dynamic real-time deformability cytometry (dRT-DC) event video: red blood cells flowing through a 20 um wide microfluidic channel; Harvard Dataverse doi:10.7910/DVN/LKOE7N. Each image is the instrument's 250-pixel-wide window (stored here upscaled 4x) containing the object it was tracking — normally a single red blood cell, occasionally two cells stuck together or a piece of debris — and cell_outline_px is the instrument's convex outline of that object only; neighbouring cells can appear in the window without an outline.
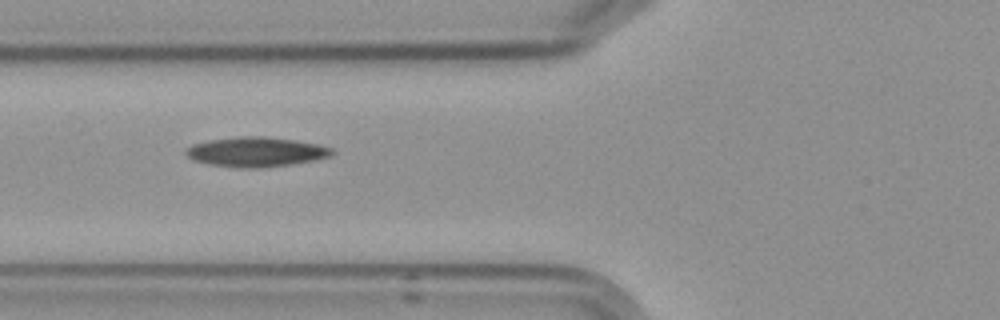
{"species": "Egyptian fruit bat (a non-hibernating species)", "species_latin": "Rousettus aegyptiacus", "temperature_condition": "cold", "stored_images_in_passage": 9, "camera_frame_rate_fps": 3000, "um_per_image_px": 0.085, "frame": {"image": 1, "passage_image": 4, "time_ms": 3.333, "image_size_px": [1000, 320], "cell_outline_px": [[336, 152], [332, 156], [292, 164], [260, 168], [236, 168], [208, 164], [196, 160], [188, 156], [184, 152], [192, 144], [208, 140], [236, 136], [264, 136], [296, 140], [316, 144], [332, 148]], "centroid_in_image_um": [21.77, 12.91], "position_along_channel_um": 104.0, "area_um2": 25.37}}
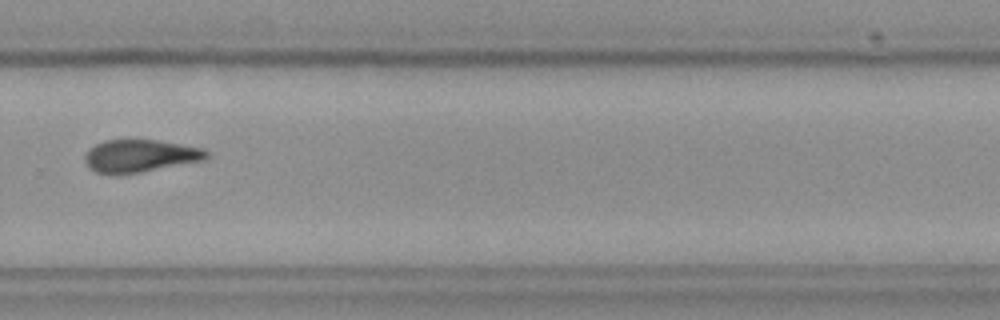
{"frame": {"image": 2, "passage_image": 9, "time_ms": 9.333, "image_size_px": [1000, 320], "cell_outline_px": [[208, 156], [204, 160], [140, 172], [116, 176], [96, 172], [88, 168], [84, 160], [84, 156], [88, 148], [104, 140], [156, 140], [204, 148], [208, 152]], "centroid_in_image_um": [11.85, 13.26], "position_along_channel_um": 318.0, "area_um2": 23.29}}